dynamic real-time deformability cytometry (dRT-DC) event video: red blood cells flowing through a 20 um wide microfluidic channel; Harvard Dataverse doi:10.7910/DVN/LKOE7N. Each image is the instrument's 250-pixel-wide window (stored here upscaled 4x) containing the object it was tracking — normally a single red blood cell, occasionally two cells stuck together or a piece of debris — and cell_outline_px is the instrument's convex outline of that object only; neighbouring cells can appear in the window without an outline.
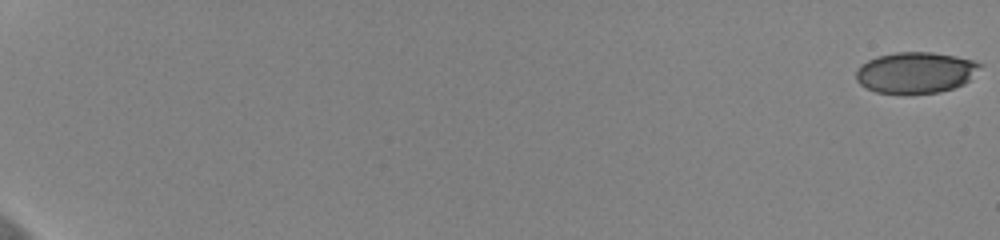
{"species": "human", "species_latin": "Homo sapiens", "temperature_condition": "cold", "stored_images_in_passage": 60, "camera_frame_rate_fps": 3000, "um_per_image_px": 0.085, "donor": {"sex": "female"}, "frame": {"image": 1, "passage_image": 1, "time_ms": 0.0, "image_size_px": [1000, 240], "cell_outline_px": [[984, 64], [964, 84], [940, 92], [908, 96], [876, 92], [860, 84], [856, 80], [856, 72], [860, 64], [876, 56], [896, 52], [932, 52], [956, 56], [976, 60]], "centroid_in_image_um": [77.82, 6.19], "position_along_channel_um": 7.2, "area_um2": 30.4}}
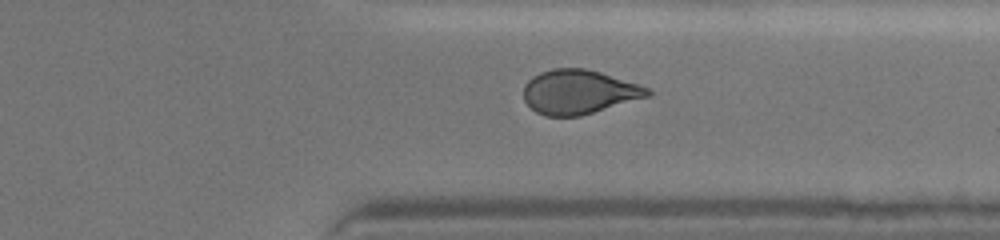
{"frame": {"image": 2, "passage_image": 49, "time_ms": 16.0, "image_size_px": [1000, 240], "cell_outline_px": [[652, 92], [648, 96], [580, 116], [544, 116], [536, 112], [524, 100], [524, 84], [532, 76], [540, 72], [552, 68], [584, 68], [600, 72], [648, 88]], "centroid_in_image_um": [49.14, 7.81], "position_along_channel_um": 362.3, "area_um2": 31.62}}
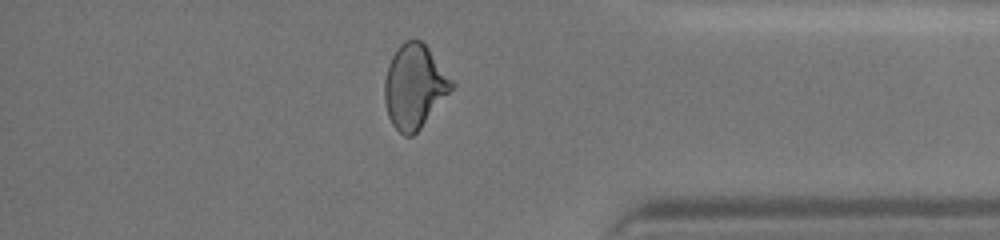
{"frame": {"image": 3, "passage_image": 53, "time_ms": 17.333, "image_size_px": [1000, 240], "cell_outline_px": [[456, 84], [420, 128], [412, 136], [404, 136], [392, 124], [388, 116], [384, 100], [384, 80], [388, 64], [396, 48], [404, 40], [420, 40], [428, 48]], "centroid_in_image_um": [35.2, 7.33], "position_along_channel_um": 400.0, "area_um2": 32.54}, "authors_computed_cell_mechanics": {"area_um2": 32.0212, "velocity_mm_per_s": 3.6544, "shape_relaxation_time_tau1_ms": 7.3602, "shape_relaxation_time_tau2_ms": 2.3169, "deformation_change_tau1": 0.1239, "deformation_change_tau2": 0.0697}}